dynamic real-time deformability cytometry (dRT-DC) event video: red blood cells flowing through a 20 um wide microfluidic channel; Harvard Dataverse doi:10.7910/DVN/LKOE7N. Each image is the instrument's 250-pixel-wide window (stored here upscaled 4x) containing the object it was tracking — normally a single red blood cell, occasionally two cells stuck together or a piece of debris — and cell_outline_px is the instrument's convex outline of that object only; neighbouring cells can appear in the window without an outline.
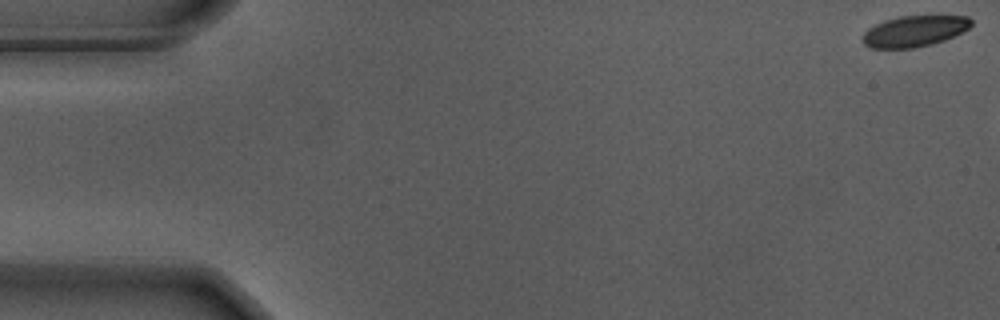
{"species": "Egyptian fruit bat (a non-hibernating species)", "species_latin": "Rousettus aegyptiacus", "temperature_condition": "warm", "stored_images_in_passage": 46, "camera_frame_rate_fps": 3000, "um_per_image_px": 0.085, "animal": {"sex": "male"}, "frame": {"image": 1, "passage_image": 1, "time_ms": 0.0, "image_size_px": [1000, 320], "cell_outline_px": [[972, 24], [968, 28], [944, 40], [932, 44], [916, 48], [868, 48], [864, 44], [864, 32], [868, 28], [884, 20], [900, 16], [968, 16], [972, 20]], "centroid_in_image_um": [77.7, 2.65], "position_along_channel_um": 7.3, "area_um2": 19.48}}
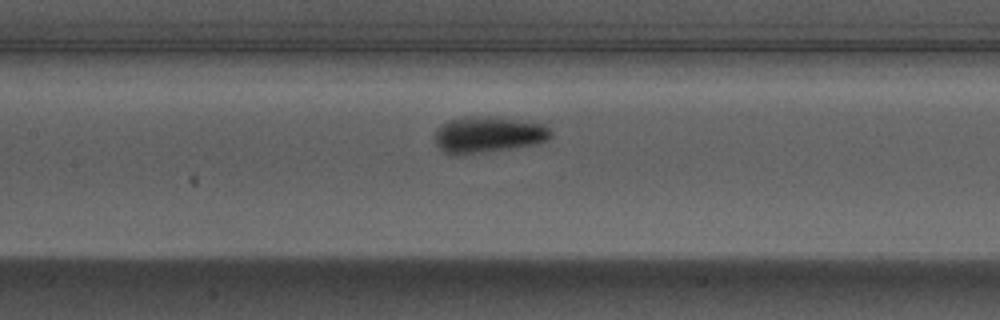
{"frame": {"image": 2, "passage_image": 26, "time_ms": 8.333, "image_size_px": [1000, 320], "cell_outline_px": [[552, 136], [548, 140], [536, 144], [464, 156], [452, 156], [444, 152], [436, 144], [436, 128], [448, 120], [464, 116], [492, 116], [544, 124], [552, 132]], "centroid_in_image_um": [41.47, 11.46], "position_along_channel_um": 165.9, "area_um2": 24.97}}
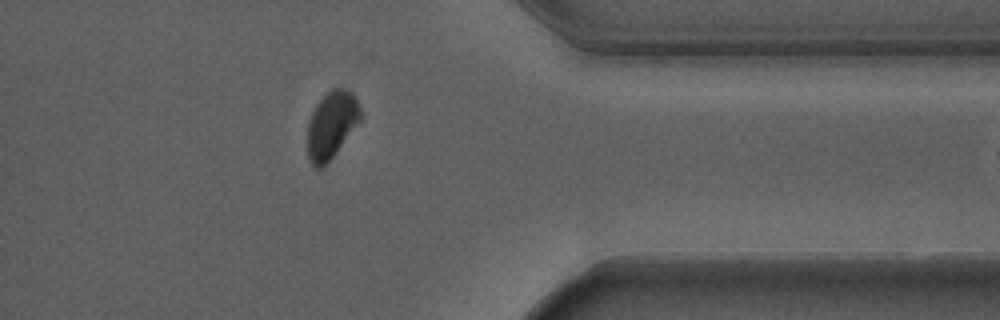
{"frame": {"image": 3, "passage_image": 45, "time_ms": 14.667, "image_size_px": [1000, 320], "cell_outline_px": [[364, 116], [332, 156], [320, 168], [316, 168], [308, 160], [308, 120], [316, 104], [332, 88], [348, 88], [356, 96], [364, 112]], "centroid_in_image_um": [28.22, 10.55], "position_along_channel_um": 383.2, "area_um2": 20.75}}